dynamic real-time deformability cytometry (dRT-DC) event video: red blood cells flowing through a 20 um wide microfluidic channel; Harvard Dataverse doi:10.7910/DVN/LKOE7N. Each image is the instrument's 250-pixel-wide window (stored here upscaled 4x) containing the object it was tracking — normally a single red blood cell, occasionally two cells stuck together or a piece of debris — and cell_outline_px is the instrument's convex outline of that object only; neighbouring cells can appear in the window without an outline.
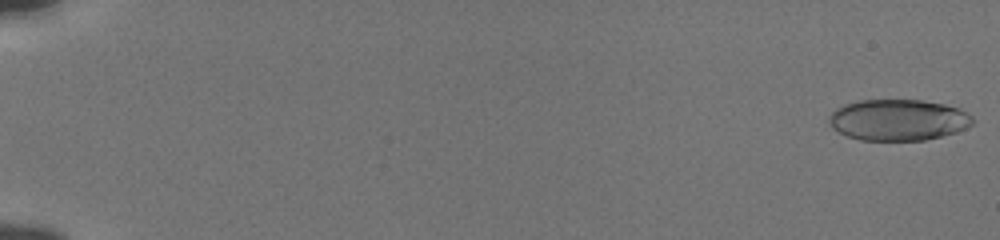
{"species": "human", "species_latin": "Homo sapiens", "temperature_condition": "cold", "stored_images_in_passage": 14, "camera_frame_rate_fps": 3000, "um_per_image_px": 0.085, "donor": {"sex": "male"}, "frame": {"image": 1, "passage_image": 1, "time_ms": 0.0, "image_size_px": [1000, 240], "cell_outline_px": [[976, 120], [972, 124], [956, 132], [924, 140], [860, 140], [848, 136], [832, 128], [828, 120], [828, 116], [836, 108], [860, 100], [920, 100], [944, 104], [960, 108], [972, 116]], "centroid_in_image_um": [76.36, 10.19], "position_along_channel_um": 8.6, "area_um2": 34.39}}